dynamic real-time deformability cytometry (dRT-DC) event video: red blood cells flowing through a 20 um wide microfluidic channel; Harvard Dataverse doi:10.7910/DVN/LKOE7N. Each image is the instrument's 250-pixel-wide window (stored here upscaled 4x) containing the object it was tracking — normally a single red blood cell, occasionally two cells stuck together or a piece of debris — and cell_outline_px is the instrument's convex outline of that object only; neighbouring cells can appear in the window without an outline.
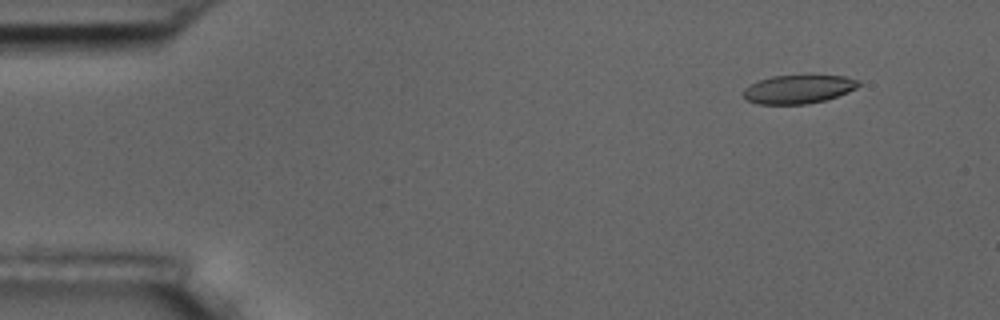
{"species": "common noctule bat (a hibernating species)", "species_latin": "Nyctalus noctula", "temperature_condition": "room temperature", "stored_images_in_passage": 5, "camera_frame_rate_fps": 3000, "um_per_image_px": 0.085, "animal": {"sex": "male", "body_mass_g": 17.5, "forearm_length_mm": 52.3}, "frame": {"image": 1, "passage_image": 1, "time_ms": 0.0, "image_size_px": [1000, 320], "cell_outline_px": [[860, 84], [856, 88], [848, 92], [824, 100], [808, 104], [756, 104], [748, 100], [744, 96], [744, 88], [760, 80], [772, 76], [844, 76], [860, 80]], "centroid_in_image_um": [67.87, 7.59], "position_along_channel_um": 17.1, "area_um2": 18.9}}
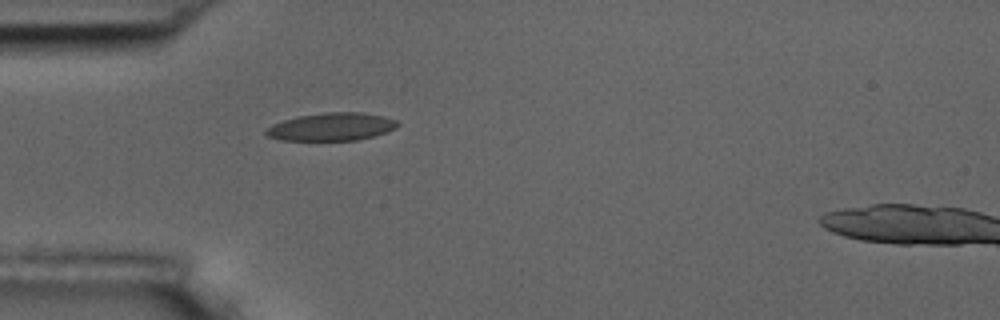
{"frame": {"image": 2, "passage_image": 4, "time_ms": 3.667, "image_size_px": [1000, 320], "cell_outline_px": [[400, 124], [396, 128], [372, 136], [356, 140], [280, 140], [268, 136], [264, 132], [272, 124], [284, 120], [300, 116], [324, 112], [364, 112], [384, 116], [396, 120]], "centroid_in_image_um": [28.19, 10.77], "position_along_channel_um": 56.8, "area_um2": 21.21}}